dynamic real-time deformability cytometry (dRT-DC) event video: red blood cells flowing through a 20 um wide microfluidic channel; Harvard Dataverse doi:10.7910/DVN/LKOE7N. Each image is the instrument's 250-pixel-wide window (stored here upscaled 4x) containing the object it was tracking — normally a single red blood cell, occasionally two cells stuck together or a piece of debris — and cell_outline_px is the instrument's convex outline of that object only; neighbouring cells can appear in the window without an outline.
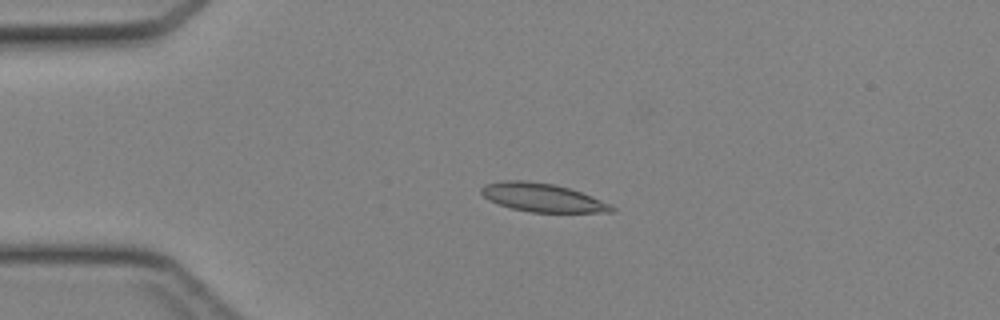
{"species": "Egyptian fruit bat (a non-hibernating species)", "species_latin": "Rousettus aegyptiacus", "temperature_condition": "cold", "stored_images_in_passage": 5, "camera_frame_rate_fps": 3000, "um_per_image_px": 0.085, "animal": {"sex": "female"}, "frame": {"image": 1, "passage_image": 3, "time_ms": 0.667, "image_size_px": [1000, 320], "cell_outline_px": [[616, 208], [612, 212], [532, 212], [512, 208], [500, 204], [484, 196], [480, 192], [480, 188], [484, 184], [504, 180], [528, 180], [556, 184], [580, 192], [600, 200]], "centroid_in_image_um": [46.07, 16.77], "position_along_channel_um": 38.9, "area_um2": 21.33}}
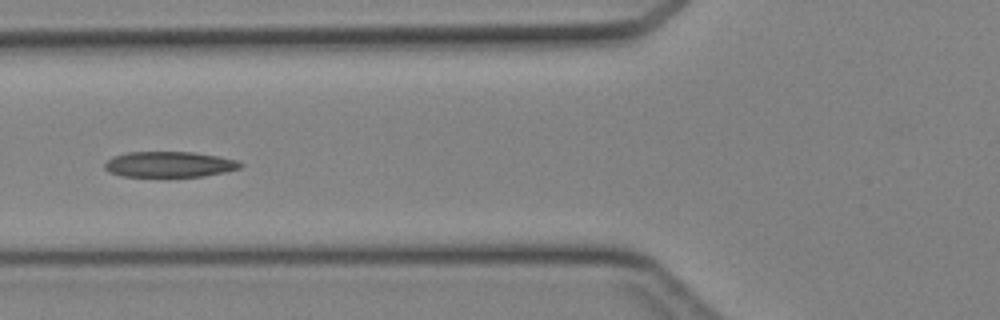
{"frame": {"image": 2, "passage_image": 5, "time_ms": 1.333, "image_size_px": [1000, 320], "cell_outline_px": [[244, 164], [240, 168], [224, 172], [204, 176], [168, 180], [120, 176], [108, 172], [104, 168], [104, 164], [112, 156], [128, 152], [192, 152], [220, 156], [240, 160]], "centroid_in_image_um": [14.39, 14.02], "position_along_channel_um": 111.4, "area_um2": 21.62}}